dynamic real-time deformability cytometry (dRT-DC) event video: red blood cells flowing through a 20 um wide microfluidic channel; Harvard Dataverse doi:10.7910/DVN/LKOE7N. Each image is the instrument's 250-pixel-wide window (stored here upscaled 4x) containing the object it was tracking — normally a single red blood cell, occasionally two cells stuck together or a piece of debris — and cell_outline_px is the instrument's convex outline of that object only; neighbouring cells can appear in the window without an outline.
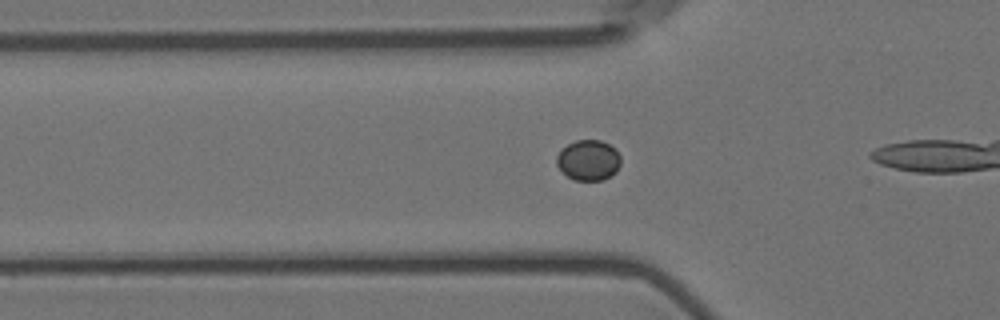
{"species": "Egyptian fruit bat (a non-hibernating species)", "species_latin": "Rousettus aegyptiacus", "temperature_condition": "room temperature", "stored_images_in_passage": 8, "camera_frame_rate_fps": 3000, "um_per_image_px": 0.085, "animal": {"sex": "female"}, "frame": {"image": 1, "passage_image": 2, "time_ms": 0.333, "image_size_px": [1000, 320], "cell_outline_px": [[620, 164], [616, 172], [600, 180], [576, 180], [568, 176], [556, 164], [556, 156], [560, 148], [576, 140], [600, 140], [608, 144], [620, 156]], "centroid_in_image_um": [49.98, 13.6], "position_along_channel_um": 75.8, "area_um2": 14.91}}
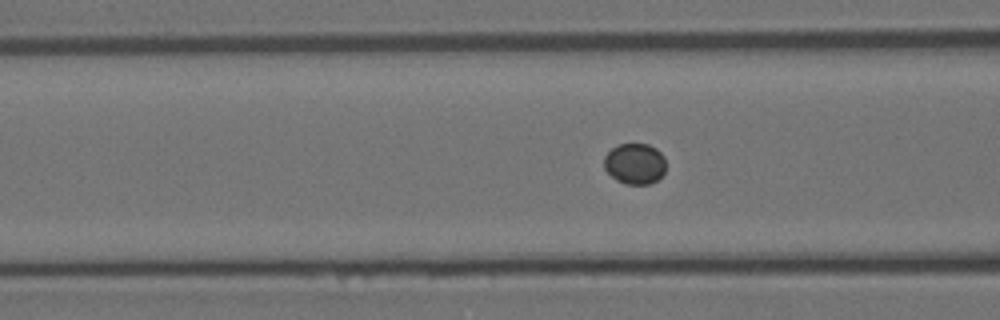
{"frame": {"image": 2, "passage_image": 5, "time_ms": 1.333, "image_size_px": [1000, 320], "cell_outline_px": [[664, 172], [656, 180], [648, 184], [624, 184], [616, 180], [604, 168], [604, 156], [612, 148], [620, 144], [648, 144], [656, 148], [664, 156]], "centroid_in_image_um": [53.94, 13.91], "position_along_channel_um": 112.7, "area_um2": 14.62}}